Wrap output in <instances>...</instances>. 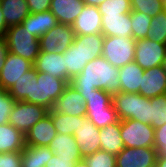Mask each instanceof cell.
<instances>
[{
  "label": "cell",
  "instance_id": "1",
  "mask_svg": "<svg viewBox=\"0 0 166 167\" xmlns=\"http://www.w3.org/2000/svg\"><path fill=\"white\" fill-rule=\"evenodd\" d=\"M119 68L111 65L103 56L88 62L80 74L70 81L81 95L93 93L96 89L111 95L120 92Z\"/></svg>",
  "mask_w": 166,
  "mask_h": 167
},
{
  "label": "cell",
  "instance_id": "2",
  "mask_svg": "<svg viewBox=\"0 0 166 167\" xmlns=\"http://www.w3.org/2000/svg\"><path fill=\"white\" fill-rule=\"evenodd\" d=\"M104 35L75 36L72 45L63 53L67 68V83L77 74H80L86 64L102 56Z\"/></svg>",
  "mask_w": 166,
  "mask_h": 167
},
{
  "label": "cell",
  "instance_id": "3",
  "mask_svg": "<svg viewBox=\"0 0 166 167\" xmlns=\"http://www.w3.org/2000/svg\"><path fill=\"white\" fill-rule=\"evenodd\" d=\"M112 103L120 121L133 119L149 124L150 98L139 93L119 92L112 95Z\"/></svg>",
  "mask_w": 166,
  "mask_h": 167
},
{
  "label": "cell",
  "instance_id": "4",
  "mask_svg": "<svg viewBox=\"0 0 166 167\" xmlns=\"http://www.w3.org/2000/svg\"><path fill=\"white\" fill-rule=\"evenodd\" d=\"M67 85L64 79L37 72L36 77L31 80L30 103L50 110L53 102L61 96Z\"/></svg>",
  "mask_w": 166,
  "mask_h": 167
},
{
  "label": "cell",
  "instance_id": "5",
  "mask_svg": "<svg viewBox=\"0 0 166 167\" xmlns=\"http://www.w3.org/2000/svg\"><path fill=\"white\" fill-rule=\"evenodd\" d=\"M9 52L33 64L40 53L39 39L32 35L22 24L10 26L5 35Z\"/></svg>",
  "mask_w": 166,
  "mask_h": 167
},
{
  "label": "cell",
  "instance_id": "6",
  "mask_svg": "<svg viewBox=\"0 0 166 167\" xmlns=\"http://www.w3.org/2000/svg\"><path fill=\"white\" fill-rule=\"evenodd\" d=\"M136 40L133 37L104 36L102 56L114 67L134 61Z\"/></svg>",
  "mask_w": 166,
  "mask_h": 167
},
{
  "label": "cell",
  "instance_id": "7",
  "mask_svg": "<svg viewBox=\"0 0 166 167\" xmlns=\"http://www.w3.org/2000/svg\"><path fill=\"white\" fill-rule=\"evenodd\" d=\"M120 132L124 147H154L155 128L152 125L133 119L121 120Z\"/></svg>",
  "mask_w": 166,
  "mask_h": 167
},
{
  "label": "cell",
  "instance_id": "8",
  "mask_svg": "<svg viewBox=\"0 0 166 167\" xmlns=\"http://www.w3.org/2000/svg\"><path fill=\"white\" fill-rule=\"evenodd\" d=\"M48 112L49 110L43 106L25 101H16L8 122L25 135Z\"/></svg>",
  "mask_w": 166,
  "mask_h": 167
},
{
  "label": "cell",
  "instance_id": "9",
  "mask_svg": "<svg viewBox=\"0 0 166 167\" xmlns=\"http://www.w3.org/2000/svg\"><path fill=\"white\" fill-rule=\"evenodd\" d=\"M74 37L71 25L59 23L39 38L40 51L63 54L72 45Z\"/></svg>",
  "mask_w": 166,
  "mask_h": 167
},
{
  "label": "cell",
  "instance_id": "10",
  "mask_svg": "<svg viewBox=\"0 0 166 167\" xmlns=\"http://www.w3.org/2000/svg\"><path fill=\"white\" fill-rule=\"evenodd\" d=\"M166 54V44L149 38L136 40L134 62L143 70L162 65Z\"/></svg>",
  "mask_w": 166,
  "mask_h": 167
},
{
  "label": "cell",
  "instance_id": "11",
  "mask_svg": "<svg viewBox=\"0 0 166 167\" xmlns=\"http://www.w3.org/2000/svg\"><path fill=\"white\" fill-rule=\"evenodd\" d=\"M65 113L71 116H86L87 109L84 97L68 84L59 98L53 102L48 114Z\"/></svg>",
  "mask_w": 166,
  "mask_h": 167
},
{
  "label": "cell",
  "instance_id": "12",
  "mask_svg": "<svg viewBox=\"0 0 166 167\" xmlns=\"http://www.w3.org/2000/svg\"><path fill=\"white\" fill-rule=\"evenodd\" d=\"M157 156L155 147H124L116 155V167H154Z\"/></svg>",
  "mask_w": 166,
  "mask_h": 167
},
{
  "label": "cell",
  "instance_id": "13",
  "mask_svg": "<svg viewBox=\"0 0 166 167\" xmlns=\"http://www.w3.org/2000/svg\"><path fill=\"white\" fill-rule=\"evenodd\" d=\"M73 136L80 149L82 158L101 150L99 128L86 116H79V126Z\"/></svg>",
  "mask_w": 166,
  "mask_h": 167
},
{
  "label": "cell",
  "instance_id": "14",
  "mask_svg": "<svg viewBox=\"0 0 166 167\" xmlns=\"http://www.w3.org/2000/svg\"><path fill=\"white\" fill-rule=\"evenodd\" d=\"M33 67L34 64L32 62L9 52L5 65L0 72V86L8 91L22 78V75Z\"/></svg>",
  "mask_w": 166,
  "mask_h": 167
},
{
  "label": "cell",
  "instance_id": "15",
  "mask_svg": "<svg viewBox=\"0 0 166 167\" xmlns=\"http://www.w3.org/2000/svg\"><path fill=\"white\" fill-rule=\"evenodd\" d=\"M75 36L102 33V14L98 7L85 5L72 24Z\"/></svg>",
  "mask_w": 166,
  "mask_h": 167
},
{
  "label": "cell",
  "instance_id": "16",
  "mask_svg": "<svg viewBox=\"0 0 166 167\" xmlns=\"http://www.w3.org/2000/svg\"><path fill=\"white\" fill-rule=\"evenodd\" d=\"M142 78L139 94L147 98L166 94V72L161 65L145 69Z\"/></svg>",
  "mask_w": 166,
  "mask_h": 167
},
{
  "label": "cell",
  "instance_id": "17",
  "mask_svg": "<svg viewBox=\"0 0 166 167\" xmlns=\"http://www.w3.org/2000/svg\"><path fill=\"white\" fill-rule=\"evenodd\" d=\"M34 69L37 72L47 73L55 78L64 79L67 82V68L65 67L64 54L40 51L35 60Z\"/></svg>",
  "mask_w": 166,
  "mask_h": 167
},
{
  "label": "cell",
  "instance_id": "18",
  "mask_svg": "<svg viewBox=\"0 0 166 167\" xmlns=\"http://www.w3.org/2000/svg\"><path fill=\"white\" fill-rule=\"evenodd\" d=\"M56 134L52 118L47 114L25 134V145L48 147Z\"/></svg>",
  "mask_w": 166,
  "mask_h": 167
},
{
  "label": "cell",
  "instance_id": "19",
  "mask_svg": "<svg viewBox=\"0 0 166 167\" xmlns=\"http://www.w3.org/2000/svg\"><path fill=\"white\" fill-rule=\"evenodd\" d=\"M84 6L83 0H51L50 11L58 23L72 26Z\"/></svg>",
  "mask_w": 166,
  "mask_h": 167
},
{
  "label": "cell",
  "instance_id": "20",
  "mask_svg": "<svg viewBox=\"0 0 166 167\" xmlns=\"http://www.w3.org/2000/svg\"><path fill=\"white\" fill-rule=\"evenodd\" d=\"M102 34L104 36L132 37L130 13L121 15H102Z\"/></svg>",
  "mask_w": 166,
  "mask_h": 167
},
{
  "label": "cell",
  "instance_id": "21",
  "mask_svg": "<svg viewBox=\"0 0 166 167\" xmlns=\"http://www.w3.org/2000/svg\"><path fill=\"white\" fill-rule=\"evenodd\" d=\"M21 24L39 39L59 23L57 18L49 10L40 13H30Z\"/></svg>",
  "mask_w": 166,
  "mask_h": 167
},
{
  "label": "cell",
  "instance_id": "22",
  "mask_svg": "<svg viewBox=\"0 0 166 167\" xmlns=\"http://www.w3.org/2000/svg\"><path fill=\"white\" fill-rule=\"evenodd\" d=\"M144 70L131 62L119 68L120 92L139 93Z\"/></svg>",
  "mask_w": 166,
  "mask_h": 167
},
{
  "label": "cell",
  "instance_id": "23",
  "mask_svg": "<svg viewBox=\"0 0 166 167\" xmlns=\"http://www.w3.org/2000/svg\"><path fill=\"white\" fill-rule=\"evenodd\" d=\"M25 135L9 122L0 125V153L22 151Z\"/></svg>",
  "mask_w": 166,
  "mask_h": 167
},
{
  "label": "cell",
  "instance_id": "24",
  "mask_svg": "<svg viewBox=\"0 0 166 167\" xmlns=\"http://www.w3.org/2000/svg\"><path fill=\"white\" fill-rule=\"evenodd\" d=\"M48 147L59 158L83 159L73 135L57 133Z\"/></svg>",
  "mask_w": 166,
  "mask_h": 167
},
{
  "label": "cell",
  "instance_id": "25",
  "mask_svg": "<svg viewBox=\"0 0 166 167\" xmlns=\"http://www.w3.org/2000/svg\"><path fill=\"white\" fill-rule=\"evenodd\" d=\"M0 7L8 27L21 24L30 14L27 0H0Z\"/></svg>",
  "mask_w": 166,
  "mask_h": 167
},
{
  "label": "cell",
  "instance_id": "26",
  "mask_svg": "<svg viewBox=\"0 0 166 167\" xmlns=\"http://www.w3.org/2000/svg\"><path fill=\"white\" fill-rule=\"evenodd\" d=\"M99 137L101 150L117 155L124 148L120 132V121L100 128Z\"/></svg>",
  "mask_w": 166,
  "mask_h": 167
},
{
  "label": "cell",
  "instance_id": "27",
  "mask_svg": "<svg viewBox=\"0 0 166 167\" xmlns=\"http://www.w3.org/2000/svg\"><path fill=\"white\" fill-rule=\"evenodd\" d=\"M54 152L47 146L25 145L21 151L22 167H45Z\"/></svg>",
  "mask_w": 166,
  "mask_h": 167
},
{
  "label": "cell",
  "instance_id": "28",
  "mask_svg": "<svg viewBox=\"0 0 166 167\" xmlns=\"http://www.w3.org/2000/svg\"><path fill=\"white\" fill-rule=\"evenodd\" d=\"M86 118L99 129L120 121L113 105L111 107L87 109Z\"/></svg>",
  "mask_w": 166,
  "mask_h": 167
},
{
  "label": "cell",
  "instance_id": "29",
  "mask_svg": "<svg viewBox=\"0 0 166 167\" xmlns=\"http://www.w3.org/2000/svg\"><path fill=\"white\" fill-rule=\"evenodd\" d=\"M37 75V71L34 67L22 75L14 86L8 90L10 96L15 101H25L30 103V88H31V80L35 78Z\"/></svg>",
  "mask_w": 166,
  "mask_h": 167
},
{
  "label": "cell",
  "instance_id": "30",
  "mask_svg": "<svg viewBox=\"0 0 166 167\" xmlns=\"http://www.w3.org/2000/svg\"><path fill=\"white\" fill-rule=\"evenodd\" d=\"M164 123H166V94L150 98L149 125L159 128Z\"/></svg>",
  "mask_w": 166,
  "mask_h": 167
},
{
  "label": "cell",
  "instance_id": "31",
  "mask_svg": "<svg viewBox=\"0 0 166 167\" xmlns=\"http://www.w3.org/2000/svg\"><path fill=\"white\" fill-rule=\"evenodd\" d=\"M48 115L52 118L56 132L59 134L74 135L79 126V116H71L65 113Z\"/></svg>",
  "mask_w": 166,
  "mask_h": 167
},
{
  "label": "cell",
  "instance_id": "32",
  "mask_svg": "<svg viewBox=\"0 0 166 167\" xmlns=\"http://www.w3.org/2000/svg\"><path fill=\"white\" fill-rule=\"evenodd\" d=\"M132 21V37L135 40L148 37L152 17L136 11L130 12Z\"/></svg>",
  "mask_w": 166,
  "mask_h": 167
},
{
  "label": "cell",
  "instance_id": "33",
  "mask_svg": "<svg viewBox=\"0 0 166 167\" xmlns=\"http://www.w3.org/2000/svg\"><path fill=\"white\" fill-rule=\"evenodd\" d=\"M147 38L166 44V10L152 17Z\"/></svg>",
  "mask_w": 166,
  "mask_h": 167
},
{
  "label": "cell",
  "instance_id": "34",
  "mask_svg": "<svg viewBox=\"0 0 166 167\" xmlns=\"http://www.w3.org/2000/svg\"><path fill=\"white\" fill-rule=\"evenodd\" d=\"M85 99L86 109L111 107L112 95L104 90L96 89L93 93L82 95Z\"/></svg>",
  "mask_w": 166,
  "mask_h": 167
},
{
  "label": "cell",
  "instance_id": "35",
  "mask_svg": "<svg viewBox=\"0 0 166 167\" xmlns=\"http://www.w3.org/2000/svg\"><path fill=\"white\" fill-rule=\"evenodd\" d=\"M102 15H121L132 11L131 0H106L98 7Z\"/></svg>",
  "mask_w": 166,
  "mask_h": 167
},
{
  "label": "cell",
  "instance_id": "36",
  "mask_svg": "<svg viewBox=\"0 0 166 167\" xmlns=\"http://www.w3.org/2000/svg\"><path fill=\"white\" fill-rule=\"evenodd\" d=\"M132 11L144 13L150 17L165 10L161 0H131Z\"/></svg>",
  "mask_w": 166,
  "mask_h": 167
},
{
  "label": "cell",
  "instance_id": "37",
  "mask_svg": "<svg viewBox=\"0 0 166 167\" xmlns=\"http://www.w3.org/2000/svg\"><path fill=\"white\" fill-rule=\"evenodd\" d=\"M83 160L89 167H116V155L104 150H98Z\"/></svg>",
  "mask_w": 166,
  "mask_h": 167
},
{
  "label": "cell",
  "instance_id": "38",
  "mask_svg": "<svg viewBox=\"0 0 166 167\" xmlns=\"http://www.w3.org/2000/svg\"><path fill=\"white\" fill-rule=\"evenodd\" d=\"M15 102L9 92L0 86V125L8 123V118Z\"/></svg>",
  "mask_w": 166,
  "mask_h": 167
},
{
  "label": "cell",
  "instance_id": "39",
  "mask_svg": "<svg viewBox=\"0 0 166 167\" xmlns=\"http://www.w3.org/2000/svg\"><path fill=\"white\" fill-rule=\"evenodd\" d=\"M0 167H22L21 151L0 153Z\"/></svg>",
  "mask_w": 166,
  "mask_h": 167
},
{
  "label": "cell",
  "instance_id": "40",
  "mask_svg": "<svg viewBox=\"0 0 166 167\" xmlns=\"http://www.w3.org/2000/svg\"><path fill=\"white\" fill-rule=\"evenodd\" d=\"M154 147L158 154H166V123L159 128H155Z\"/></svg>",
  "mask_w": 166,
  "mask_h": 167
},
{
  "label": "cell",
  "instance_id": "41",
  "mask_svg": "<svg viewBox=\"0 0 166 167\" xmlns=\"http://www.w3.org/2000/svg\"><path fill=\"white\" fill-rule=\"evenodd\" d=\"M83 159H64L55 154L46 162L45 167H74V164Z\"/></svg>",
  "mask_w": 166,
  "mask_h": 167
},
{
  "label": "cell",
  "instance_id": "42",
  "mask_svg": "<svg viewBox=\"0 0 166 167\" xmlns=\"http://www.w3.org/2000/svg\"><path fill=\"white\" fill-rule=\"evenodd\" d=\"M30 13H40L50 10L51 0H27Z\"/></svg>",
  "mask_w": 166,
  "mask_h": 167
},
{
  "label": "cell",
  "instance_id": "43",
  "mask_svg": "<svg viewBox=\"0 0 166 167\" xmlns=\"http://www.w3.org/2000/svg\"><path fill=\"white\" fill-rule=\"evenodd\" d=\"M9 53L8 44L5 37H0V72L5 65L6 57Z\"/></svg>",
  "mask_w": 166,
  "mask_h": 167
},
{
  "label": "cell",
  "instance_id": "44",
  "mask_svg": "<svg viewBox=\"0 0 166 167\" xmlns=\"http://www.w3.org/2000/svg\"><path fill=\"white\" fill-rule=\"evenodd\" d=\"M8 28L9 27L6 25L4 15L0 7V37H5Z\"/></svg>",
  "mask_w": 166,
  "mask_h": 167
},
{
  "label": "cell",
  "instance_id": "45",
  "mask_svg": "<svg viewBox=\"0 0 166 167\" xmlns=\"http://www.w3.org/2000/svg\"><path fill=\"white\" fill-rule=\"evenodd\" d=\"M157 167H166V154H158L156 159Z\"/></svg>",
  "mask_w": 166,
  "mask_h": 167
},
{
  "label": "cell",
  "instance_id": "46",
  "mask_svg": "<svg viewBox=\"0 0 166 167\" xmlns=\"http://www.w3.org/2000/svg\"><path fill=\"white\" fill-rule=\"evenodd\" d=\"M105 1L106 0H83L85 5L96 6V7H99V5L102 4Z\"/></svg>",
  "mask_w": 166,
  "mask_h": 167
},
{
  "label": "cell",
  "instance_id": "47",
  "mask_svg": "<svg viewBox=\"0 0 166 167\" xmlns=\"http://www.w3.org/2000/svg\"><path fill=\"white\" fill-rule=\"evenodd\" d=\"M74 167H89V166L84 160H81V161L75 163Z\"/></svg>",
  "mask_w": 166,
  "mask_h": 167
},
{
  "label": "cell",
  "instance_id": "48",
  "mask_svg": "<svg viewBox=\"0 0 166 167\" xmlns=\"http://www.w3.org/2000/svg\"><path fill=\"white\" fill-rule=\"evenodd\" d=\"M162 68L163 70L166 72V54H165V57L163 58V62H162Z\"/></svg>",
  "mask_w": 166,
  "mask_h": 167
},
{
  "label": "cell",
  "instance_id": "49",
  "mask_svg": "<svg viewBox=\"0 0 166 167\" xmlns=\"http://www.w3.org/2000/svg\"><path fill=\"white\" fill-rule=\"evenodd\" d=\"M163 3H164V8L166 10V0H164Z\"/></svg>",
  "mask_w": 166,
  "mask_h": 167
}]
</instances>
